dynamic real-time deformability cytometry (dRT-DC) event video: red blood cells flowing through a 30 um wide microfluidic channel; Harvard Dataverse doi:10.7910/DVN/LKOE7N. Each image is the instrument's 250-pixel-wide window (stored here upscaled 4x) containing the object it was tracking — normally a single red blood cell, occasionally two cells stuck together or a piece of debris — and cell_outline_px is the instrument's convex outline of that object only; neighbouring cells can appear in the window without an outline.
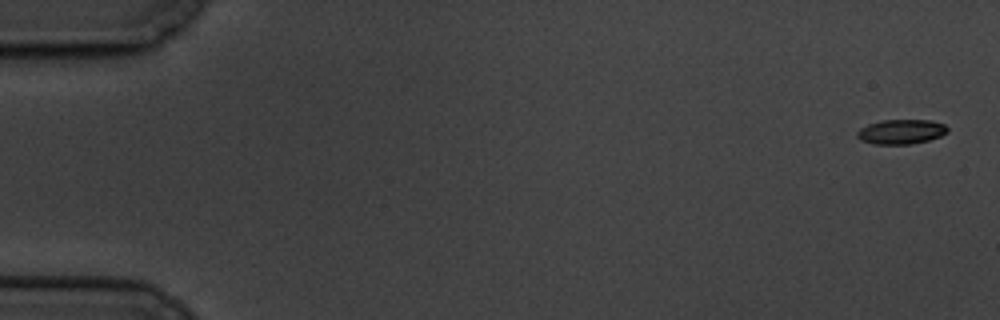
{"species": "common noctule bat (a hibernating species)", "species_latin": "Nyctalus noctula", "temperature_condition": "cold", "stored_images_in_passage": 6, "camera_frame_rate_fps": 3000, "um_per_image_px": 0.085, "animal": {"sex": "male", "body_mass_g": 19.5, "forearm_length_mm": 54.6}, "frame": {"image": 1, "passage_image": 1, "time_ms": 0.0, "image_size_px": [1000, 320], "cell_outline_px": [[948, 132], [940, 136], [928, 140], [912, 144], [876, 144], [860, 140], [856, 136], [856, 132], [860, 128], [868, 124], [880, 120], [932, 120], [944, 124], [948, 128]], "centroid_in_image_um": [76.59, 11.19], "position_along_channel_um": 8.4, "area_um2": 13.06}}
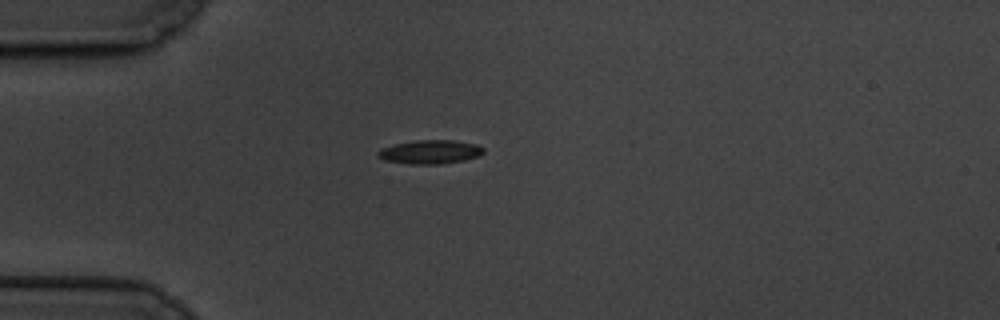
{"frame": {"image": 2, "passage_image": 5, "time_ms": 5.0, "image_size_px": [1000, 320], "cell_outline_px": [[484, 152], [480, 156], [464, 160], [440, 164], [412, 164], [384, 160], [376, 156], [376, 152], [380, 148], [396, 144], [416, 140], [452, 140], [476, 144], [484, 148]], "centroid_in_image_um": [36.55, 12.91], "position_along_channel_um": 48.4, "area_um2": 14.68}}